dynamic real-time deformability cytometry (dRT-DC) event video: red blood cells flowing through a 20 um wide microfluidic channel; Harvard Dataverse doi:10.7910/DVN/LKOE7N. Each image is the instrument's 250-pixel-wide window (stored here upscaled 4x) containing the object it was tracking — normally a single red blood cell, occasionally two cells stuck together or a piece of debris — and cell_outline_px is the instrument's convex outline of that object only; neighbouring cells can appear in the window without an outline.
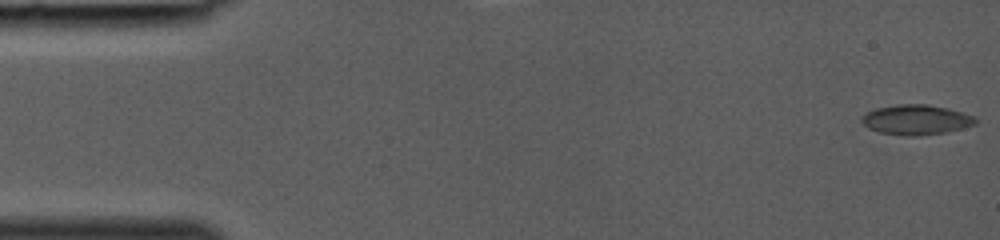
{"species": "common noctule bat (a hibernating species)", "species_latin": "Nyctalus noctula", "temperature_condition": "room temperature", "stored_images_in_passage": 38, "camera_frame_rate_fps": 3000, "um_per_image_px": 0.085, "animal": {"sex": "female", "body_mass_g": 19.0, "forearm_length_mm": 53.3}, "frame": {"image": 1, "passage_image": 1, "time_ms": 0.0, "image_size_px": [1000, 240], "cell_outline_px": [[976, 124], [944, 132], [916, 136], [904, 136], [880, 132], [868, 128], [860, 120], [860, 116], [876, 108], [896, 104], [928, 104], [948, 108], [976, 116]], "centroid_in_image_um": [77.85, 10.17], "position_along_channel_um": 7.1, "area_um2": 19.88}}
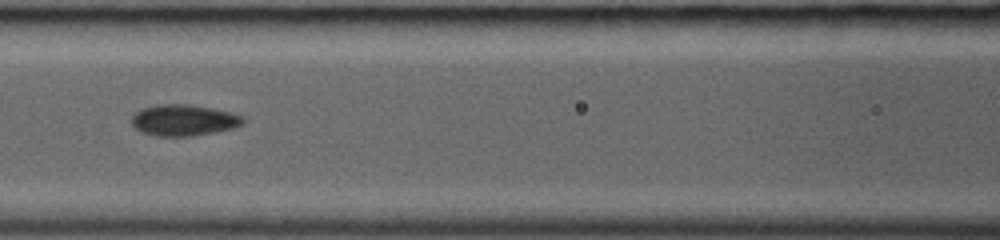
{"frame": {"image": 2, "passage_image": 18, "time_ms": 5.667, "image_size_px": [1000, 240], "cell_outline_px": [[244, 124], [232, 128], [192, 136], [156, 136], [140, 132], [132, 124], [132, 116], [140, 108], [156, 104], [188, 104], [212, 108], [244, 116]], "centroid_in_image_um": [15.58, 10.21], "position_along_channel_um": 151.0, "area_um2": 20.29}}
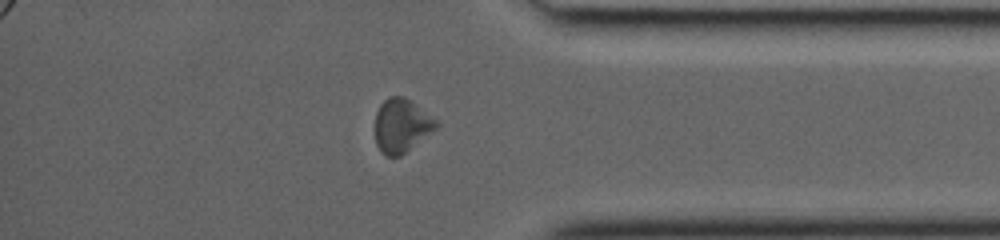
{"frame": {"image": 3, "passage_image": 33, "time_ms": 10.667, "image_size_px": [1000, 240], "cell_outline_px": [[440, 124], [432, 132], [400, 156], [384, 156], [380, 152], [376, 144], [376, 112], [380, 104], [384, 100], [392, 96], [404, 96], [440, 120]], "centroid_in_image_um": [34.16, 10.67], "position_along_channel_um": 401.0, "area_um2": 19.31}}